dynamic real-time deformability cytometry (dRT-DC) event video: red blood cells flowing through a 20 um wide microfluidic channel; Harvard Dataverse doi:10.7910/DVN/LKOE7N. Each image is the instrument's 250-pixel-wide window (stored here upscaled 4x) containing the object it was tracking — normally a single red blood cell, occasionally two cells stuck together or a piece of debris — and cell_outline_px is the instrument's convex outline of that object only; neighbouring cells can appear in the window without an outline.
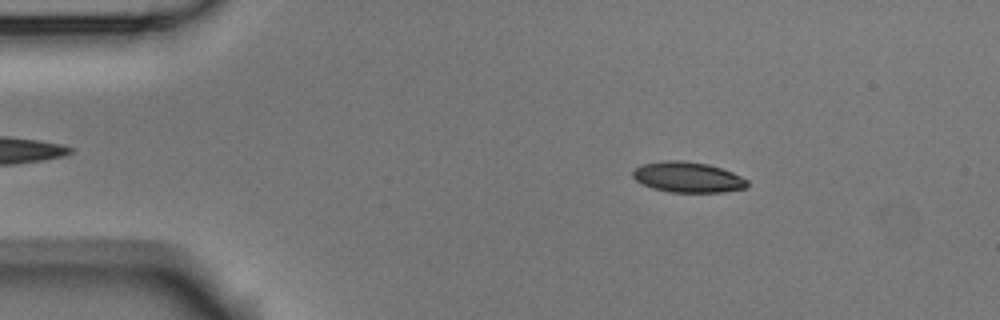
{"species": "Egyptian fruit bat (a non-hibernating species)", "species_latin": "Rousettus aegyptiacus", "temperature_condition": "room temperature", "stored_images_in_passage": 4, "camera_frame_rate_fps": 3000, "um_per_image_px": 0.085, "animal": {"sex": "male"}, "frame": {"image": 1, "passage_image": 2, "time_ms": 0.333, "image_size_px": [1000, 320], "cell_outline_px": [[748, 184], [744, 188], [724, 192], [668, 192], [652, 188], [636, 180], [632, 176], [632, 172], [636, 168], [644, 164], [664, 160], [680, 160], [708, 164], [732, 172], [748, 180]], "centroid_in_image_um": [58.46, 15.06], "position_along_channel_um": 26.5, "area_um2": 20.23}}
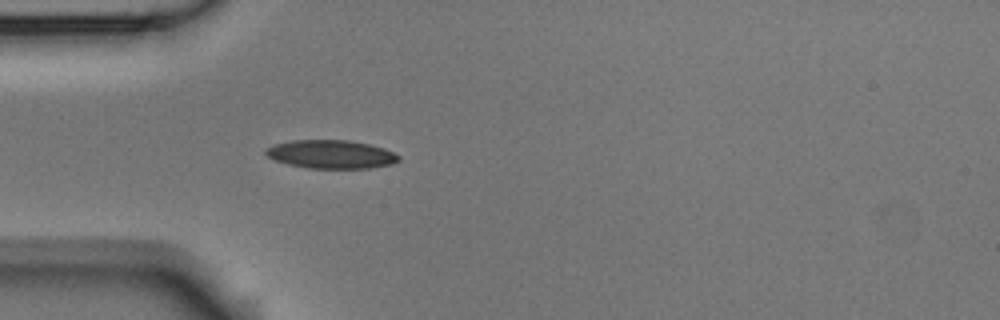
{"frame": {"image": 2, "passage_image": 4, "time_ms": 1.0, "image_size_px": [1000, 320], "cell_outline_px": [[400, 160], [392, 164], [368, 168], [308, 168], [288, 164], [276, 160], [268, 156], [264, 152], [268, 148], [276, 144], [292, 140], [348, 140], [368, 144], [384, 148], [400, 156]], "centroid_in_image_um": [28.17, 13.11], "position_along_channel_um": 56.8, "area_um2": 21.79}}